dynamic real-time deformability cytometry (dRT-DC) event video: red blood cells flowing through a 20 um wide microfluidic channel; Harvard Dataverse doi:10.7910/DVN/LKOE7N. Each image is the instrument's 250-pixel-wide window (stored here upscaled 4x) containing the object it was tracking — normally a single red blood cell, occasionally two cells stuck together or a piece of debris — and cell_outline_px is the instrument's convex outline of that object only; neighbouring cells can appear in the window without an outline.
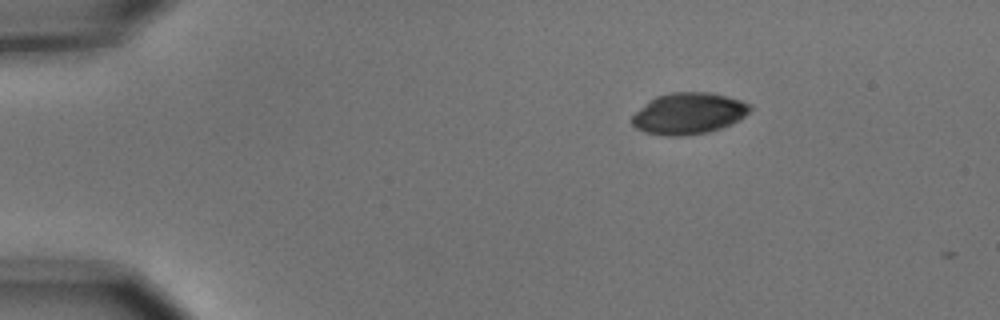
{"species": "common noctule bat (a hibernating species)", "species_latin": "Nyctalus noctula", "temperature_condition": "cold", "stored_images_in_passage": 4, "camera_frame_rate_fps": 3000, "um_per_image_px": 0.085, "animal": {"sex": "male", "body_mass_g": 15.6}, "frame": {"image": 1, "passage_image": 2, "time_ms": 0.333, "image_size_px": [1000, 320], "cell_outline_px": [[752, 108], [740, 120], [732, 124], [708, 132], [684, 136], [664, 136], [644, 132], [636, 128], [632, 124], [632, 116], [648, 100], [656, 96], [672, 92], [708, 92], [728, 96], [752, 104]], "centroid_in_image_um": [58.54, 9.64], "position_along_channel_um": 26.5, "area_um2": 28.67}}